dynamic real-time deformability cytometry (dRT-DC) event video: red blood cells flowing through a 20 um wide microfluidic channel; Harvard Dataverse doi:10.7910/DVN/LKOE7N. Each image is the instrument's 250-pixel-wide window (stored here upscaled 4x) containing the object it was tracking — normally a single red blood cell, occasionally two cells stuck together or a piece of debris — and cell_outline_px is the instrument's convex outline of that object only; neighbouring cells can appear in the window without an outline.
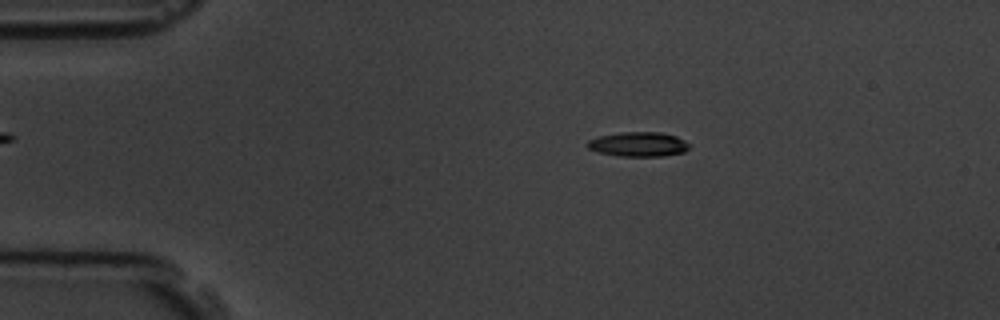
{"species": "common noctule bat (a hibernating species)", "species_latin": "Nyctalus noctula", "temperature_condition": "room temperature", "stored_images_in_passage": 5, "camera_frame_rate_fps": 3000, "um_per_image_px": 0.085, "animal": {"sex": "male", "body_mass_g": 19.5, "forearm_length_mm": 54.6}, "frame": {"image": 1, "passage_image": 3, "time_ms": 2.333, "image_size_px": [1000, 320], "cell_outline_px": [[692, 144], [684, 152], [664, 156], [620, 156], [596, 152], [588, 148], [584, 144], [588, 140], [600, 136], [620, 132], [660, 132], [676, 136]], "centroid_in_image_um": [54.25, 12.26], "position_along_channel_um": 30.7, "area_um2": 14.74}}
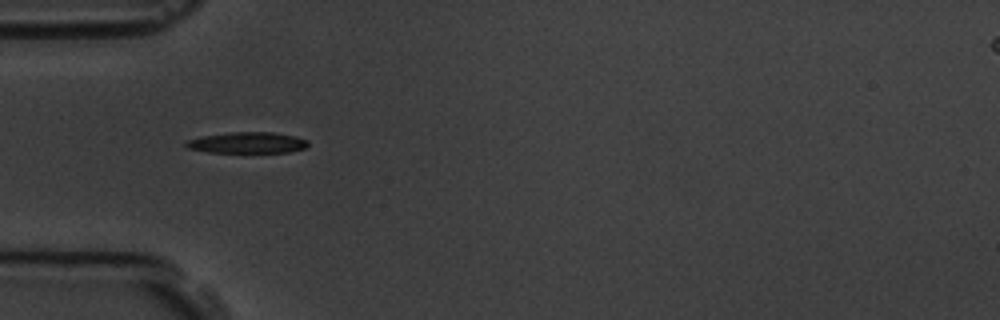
{"frame": {"image": 2, "passage_image": 5, "time_ms": 4.667, "image_size_px": [1000, 320], "cell_outline_px": [[308, 144], [304, 148], [288, 152], [208, 152], [188, 148], [184, 144], [184, 140], [200, 136], [232, 132], [272, 132], [296, 136], [308, 140]], "centroid_in_image_um": [20.98, 12.12], "position_along_channel_um": 64.0, "area_um2": 15.03}}